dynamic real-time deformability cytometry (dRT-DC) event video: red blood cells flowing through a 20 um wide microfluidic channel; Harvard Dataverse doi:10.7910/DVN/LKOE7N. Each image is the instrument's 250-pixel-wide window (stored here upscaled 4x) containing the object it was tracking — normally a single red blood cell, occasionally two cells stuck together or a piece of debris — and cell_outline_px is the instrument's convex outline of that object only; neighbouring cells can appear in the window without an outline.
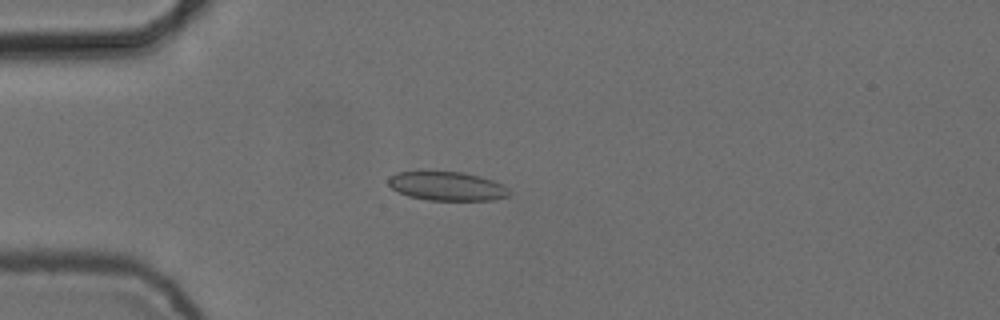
{"species": "common noctule bat (a hibernating species)", "species_latin": "Nyctalus noctula", "temperature_condition": "cold", "stored_images_in_passage": 3, "camera_frame_rate_fps": 3000, "um_per_image_px": 0.085, "animal": {"sex": "female", "body_mass_g": 24.6, "forearm_length_mm": 56.2}, "frame": {"image": 1, "passage_image": 2, "time_ms": 0.333, "image_size_px": [1000, 320], "cell_outline_px": [[512, 192], [508, 196], [492, 200], [428, 200], [408, 196], [392, 188], [388, 184], [388, 176], [396, 172], [420, 168], [464, 172], [480, 176], [504, 184]], "centroid_in_image_um": [37.94, 15.76], "position_along_channel_um": 47.1, "area_um2": 21.39}}